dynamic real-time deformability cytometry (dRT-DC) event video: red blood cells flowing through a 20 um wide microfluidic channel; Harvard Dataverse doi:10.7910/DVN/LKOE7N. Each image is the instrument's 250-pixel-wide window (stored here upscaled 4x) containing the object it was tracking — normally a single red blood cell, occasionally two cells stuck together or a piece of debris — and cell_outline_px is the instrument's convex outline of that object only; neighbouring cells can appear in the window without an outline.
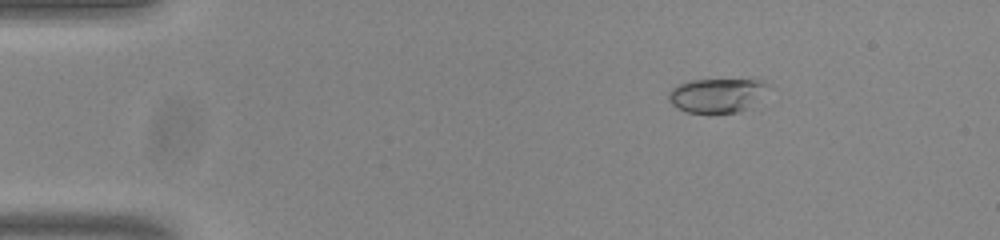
{"species": "common noctule bat (a hibernating species)", "species_latin": "Nyctalus noctula", "temperature_condition": "room temperature", "stored_images_in_passage": 55, "camera_frame_rate_fps": 3000, "um_per_image_px": 0.085, "animal": {"sex": "male", "body_mass_g": 20.0, "forearm_length_mm": 53.3}, "frame": {"image": 1, "passage_image": 9, "time_ms": 2.667, "image_size_px": [1000, 240], "cell_outline_px": [[764, 84], [744, 108], [740, 112], [688, 112], [672, 104], [668, 100], [668, 92], [672, 88], [680, 84], [692, 80], [764, 80]], "centroid_in_image_um": [60.72, 8.09], "position_along_channel_um": 24.3, "area_um2": 18.26}}
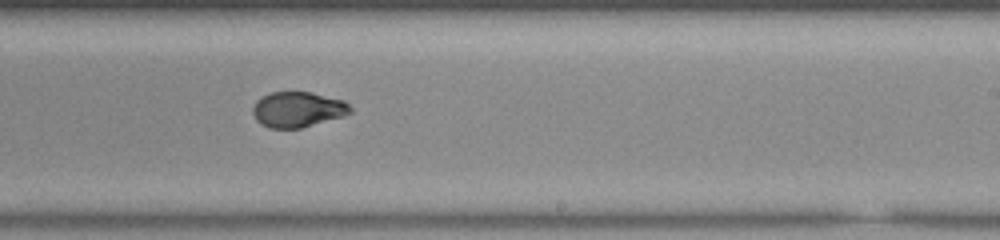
{"frame": {"image": 2, "passage_image": 34, "time_ms": 11.0, "image_size_px": [1000, 240], "cell_outline_px": [[352, 112], [344, 116], [300, 128], [268, 128], [260, 124], [256, 120], [252, 112], [252, 108], [256, 100], [272, 92], [312, 92], [344, 100], [352, 108]], "centroid_in_image_um": [25.31, 9.31], "position_along_channel_um": 263.7, "area_um2": 20.23}}
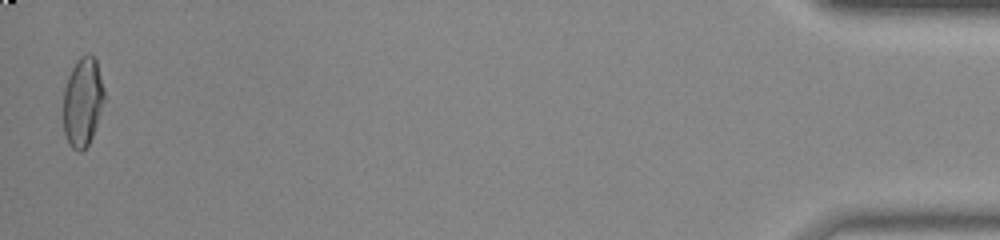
{"frame": {"image": 3, "passage_image": 54, "time_ms": 17.667, "image_size_px": [1000, 240], "cell_outline_px": [[104, 100], [92, 136], [88, 144], [80, 152], [72, 148], [64, 132], [64, 88], [68, 76], [76, 60], [80, 56], [88, 52], [96, 60], [104, 92]], "centroid_in_image_um": [7.01, 8.63], "position_along_channel_um": 428.2, "area_um2": 20.87}, "authors_computed_cell_mechanics": {"area_um2": 20.6924, "velocity_mm_per_s": 3.8353, "shape_relaxation_time_tau1_ms": null, "shape_relaxation_time_tau2_ms": 1.1851, "deformation_change_tau1": null, "deformation_change_tau2": 0.0536}}